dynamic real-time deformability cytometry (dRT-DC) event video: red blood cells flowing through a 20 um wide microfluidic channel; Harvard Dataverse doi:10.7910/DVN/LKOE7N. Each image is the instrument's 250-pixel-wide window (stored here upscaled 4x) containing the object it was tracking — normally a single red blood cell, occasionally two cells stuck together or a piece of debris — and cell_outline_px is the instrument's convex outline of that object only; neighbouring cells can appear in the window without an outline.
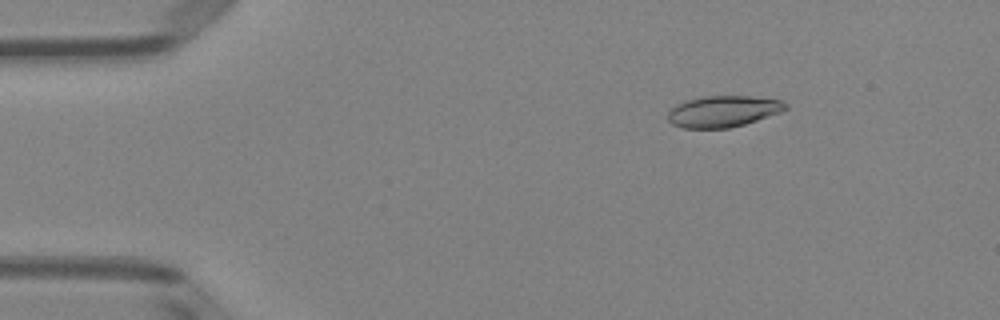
{"species": "Egyptian fruit bat (a non-hibernating species)", "species_latin": "Rousettus aegyptiacus", "temperature_condition": "room temperature", "stored_images_in_passage": 45, "camera_frame_rate_fps": 3000, "um_per_image_px": 0.085, "animal": {"sex": "female"}, "frame": {"image": 1, "passage_image": 1, "time_ms": 0.0, "image_size_px": [1000, 320], "cell_outline_px": [[788, 108], [780, 112], [744, 124], [728, 128], [684, 128], [672, 124], [668, 120], [668, 112], [676, 104], [700, 96], [748, 96], [780, 100], [788, 104]], "centroid_in_image_um": [61.45, 9.46], "position_along_channel_um": 23.6, "area_um2": 21.33}}
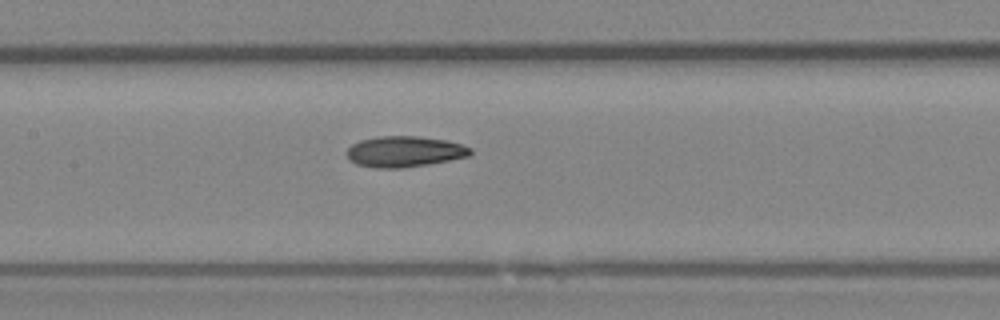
{"frame": {"image": 2, "passage_image": 18, "time_ms": 5.667, "image_size_px": [1000, 320], "cell_outline_px": [[472, 152], [468, 156], [428, 164], [404, 168], [376, 168], [356, 164], [348, 160], [348, 148], [352, 144], [360, 140], [376, 136], [416, 136], [444, 140], [460, 144], [472, 148]], "centroid_in_image_um": [34.35, 12.89], "position_along_channel_um": 173.1, "area_um2": 22.14}}
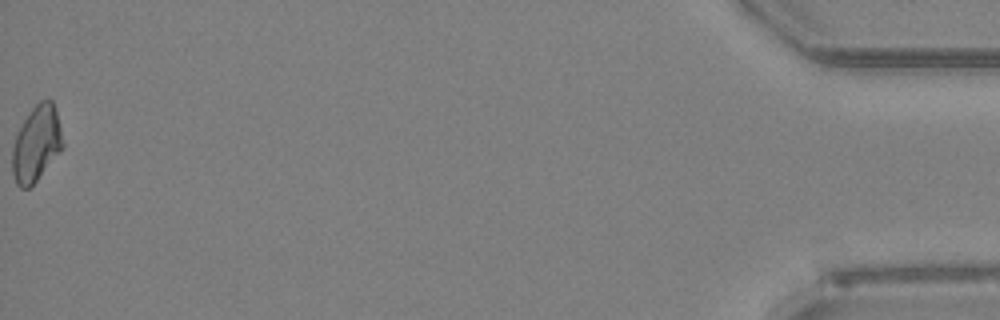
{"frame": {"image": 3, "passage_image": 45, "time_ms": 14.667, "image_size_px": [1000, 320], "cell_outline_px": [[64, 148], [36, 180], [28, 188], [20, 188], [16, 184], [12, 172], [12, 148], [16, 136], [24, 120], [32, 108], [40, 100], [52, 100], [56, 112], [64, 144]], "centroid_in_image_um": [3.09, 12.23], "position_along_channel_um": 432.1, "area_um2": 21.96}, "authors_computed_cell_mechanics": {"area_um2": 21.9062, "velocity_mm_per_s": 3.9767, "shape_relaxation_time_tau1_ms": 7.9818, "shape_relaxation_time_tau2_ms": 4.8388, "deformation_change_tau1": 0.1677, "deformation_change_tau2": 0.1074}}